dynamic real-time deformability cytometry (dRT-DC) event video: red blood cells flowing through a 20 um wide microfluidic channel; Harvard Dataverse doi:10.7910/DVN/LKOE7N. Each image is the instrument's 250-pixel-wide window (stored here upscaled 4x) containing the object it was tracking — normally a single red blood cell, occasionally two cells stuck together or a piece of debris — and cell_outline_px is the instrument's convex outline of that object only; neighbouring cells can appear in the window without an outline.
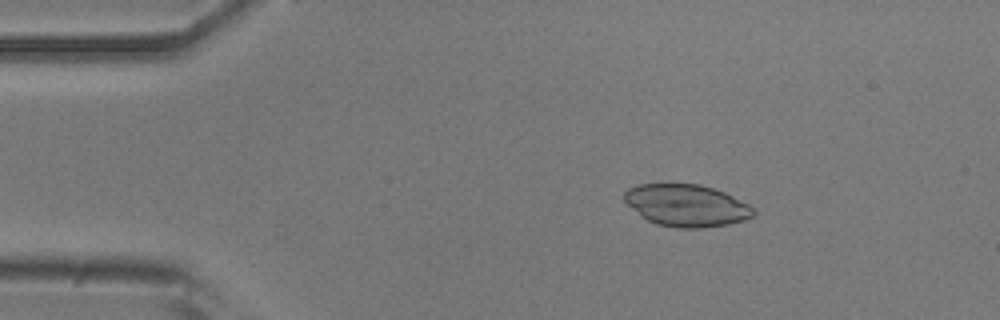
{"species": "common noctule bat (a hibernating species)", "species_latin": "Nyctalus noctula", "temperature_condition": "room temperature", "stored_images_in_passage": 52, "camera_frame_rate_fps": 3000, "um_per_image_px": 0.085, "animal": {"sex": "male", "body_mass_g": 20.5, "forearm_length_mm": 52.5}, "frame": {"image": 1, "passage_image": 8, "time_ms": 2.333, "image_size_px": [1000, 320], "cell_outline_px": [[756, 212], [752, 216], [744, 220], [728, 224], [700, 228], [676, 228], [656, 224], [648, 220], [628, 204], [624, 200], [624, 192], [628, 188], [640, 184], [700, 184], [724, 192], [748, 204]], "centroid_in_image_um": [58.35, 17.46], "position_along_channel_um": 26.6, "area_um2": 31.33}}
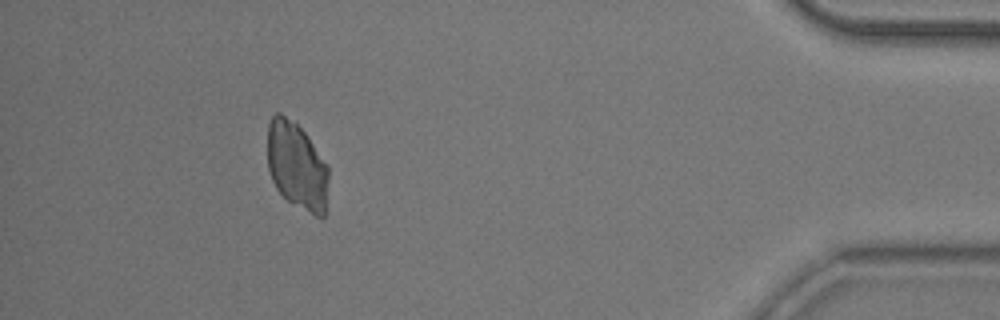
{"frame": {"image": 2, "passage_image": 47, "time_ms": 15.333, "image_size_px": [1000, 320], "cell_outline_px": [[328, 180], [324, 216], [316, 216], [288, 200], [276, 188], [272, 180], [268, 168], [268, 124], [272, 116], [276, 112], [280, 112], [296, 124], [304, 132], [328, 164]], "centroid_in_image_um": [25.22, 14.07], "position_along_channel_um": 410.0, "area_um2": 30.75}}